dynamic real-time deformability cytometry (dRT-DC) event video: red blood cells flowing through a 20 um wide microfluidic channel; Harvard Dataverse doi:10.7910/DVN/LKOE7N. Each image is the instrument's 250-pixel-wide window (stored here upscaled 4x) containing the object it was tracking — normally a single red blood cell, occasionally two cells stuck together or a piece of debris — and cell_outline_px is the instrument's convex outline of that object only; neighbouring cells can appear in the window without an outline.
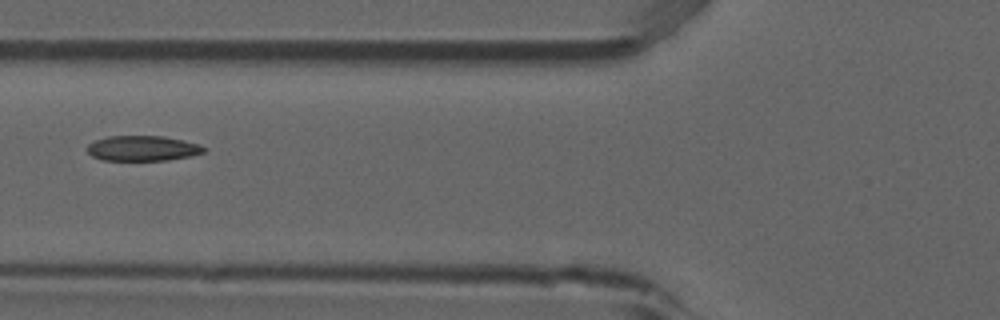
{"species": "common noctule bat (a hibernating species)", "species_latin": "Nyctalus noctula", "temperature_condition": "room temperature", "stored_images_in_passage": 3, "camera_frame_rate_fps": 3000, "um_per_image_px": 0.085, "animal": {"sex": "male", "forearm_length_mm": 52.5}, "frame": {"image": 1, "passage_image": 3, "time_ms": 0.667, "image_size_px": [1000, 320], "cell_outline_px": [[208, 148], [204, 152], [192, 156], [168, 160], [100, 160], [92, 156], [88, 152], [88, 144], [96, 140], [108, 136], [164, 136], [184, 140], [200, 144]], "centroid_in_image_um": [12.17, 12.61], "position_along_channel_um": 113.6, "area_um2": 17.28}}